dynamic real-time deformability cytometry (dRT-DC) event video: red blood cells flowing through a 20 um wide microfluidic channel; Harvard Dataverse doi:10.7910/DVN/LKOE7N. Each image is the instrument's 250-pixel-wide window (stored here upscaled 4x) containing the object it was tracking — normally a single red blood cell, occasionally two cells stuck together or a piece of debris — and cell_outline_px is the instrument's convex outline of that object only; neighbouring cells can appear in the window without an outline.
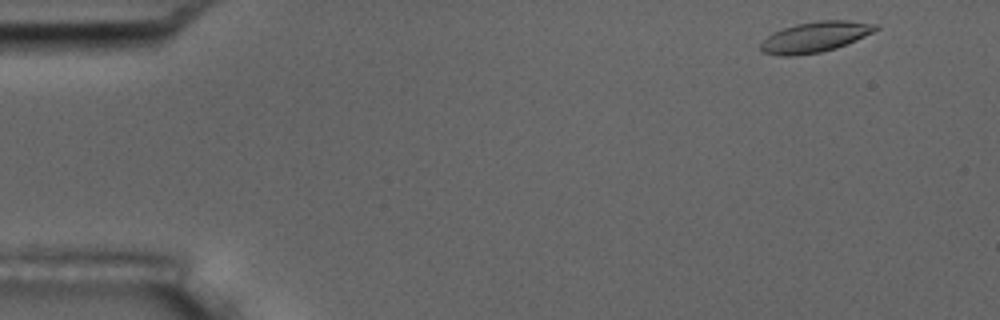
{"species": "common noctule bat (a hibernating species)", "species_latin": "Nyctalus noctula", "temperature_condition": "room temperature", "stored_images_in_passage": 4, "camera_frame_rate_fps": 3000, "um_per_image_px": 0.085, "animal": {"sex": "male", "body_mass_g": 17.5, "forearm_length_mm": 52.3}, "frame": {"image": 1, "passage_image": 1, "time_ms": 0.0, "image_size_px": [1000, 320], "cell_outline_px": [[880, 28], [856, 40], [836, 48], [820, 52], [796, 56], [780, 56], [764, 52], [760, 48], [760, 44], [772, 32], [796, 24], [816, 20], [848, 20], [880, 24]], "centroid_in_image_um": [69.3, 3.13], "position_along_channel_um": 15.7, "area_um2": 20.52}}